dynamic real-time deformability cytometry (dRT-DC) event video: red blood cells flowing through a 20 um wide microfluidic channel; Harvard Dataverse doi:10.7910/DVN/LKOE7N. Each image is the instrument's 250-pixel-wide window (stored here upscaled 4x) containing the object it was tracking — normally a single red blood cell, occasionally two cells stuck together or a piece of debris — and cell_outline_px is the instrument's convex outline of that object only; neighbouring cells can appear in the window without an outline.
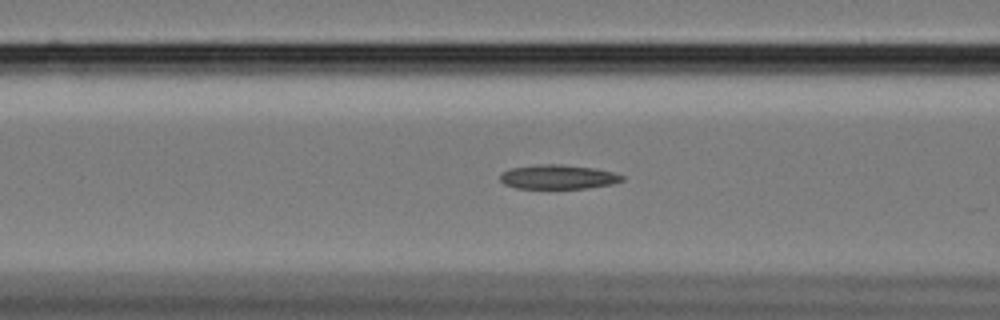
{"species": "Egyptian fruit bat (a non-hibernating species)", "species_latin": "Rousettus aegyptiacus", "temperature_condition": "cold", "stored_images_in_passage": 52, "camera_frame_rate_fps": 3000, "um_per_image_px": 0.085, "animal": {"sex": "female"}, "frame": {"image": 1, "passage_image": 23, "time_ms": 7.333, "image_size_px": [1000, 320], "cell_outline_px": [[624, 180], [612, 184], [588, 188], [516, 188], [504, 184], [500, 180], [500, 176], [504, 172], [512, 168], [544, 164], [560, 164], [592, 168], [612, 172], [624, 176]], "centroid_in_image_um": [47.45, 15.04], "position_along_channel_um": 119.1, "area_um2": 16.99}}
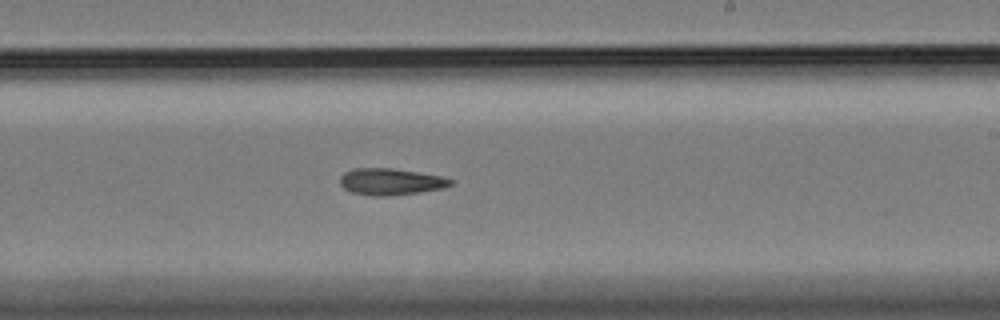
{"frame": {"image": 2, "passage_image": 35, "time_ms": 11.333, "image_size_px": [1000, 320], "cell_outline_px": [[452, 184], [444, 188], [420, 192], [388, 196], [372, 196], [352, 192], [344, 188], [340, 184], [340, 176], [344, 172], [352, 168], [392, 168], [440, 176], [452, 180]], "centroid_in_image_um": [33.17, 15.44], "position_along_channel_um": 255.8, "area_um2": 17.11}}
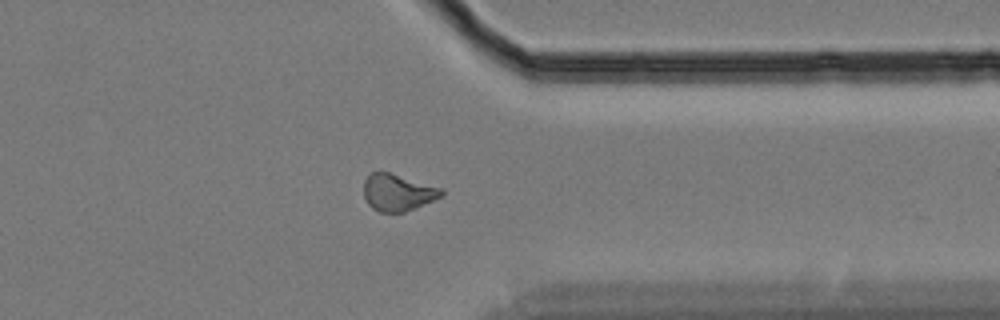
{"frame": {"image": 3, "passage_image": 46, "time_ms": 15.0, "image_size_px": [1000, 320], "cell_outline_px": [[444, 192], [440, 196], [416, 208], [404, 212], [380, 212], [372, 208], [368, 204], [364, 196], [364, 180], [372, 172], [388, 172], [444, 188]], "centroid_in_image_um": [33.8, 16.36], "position_along_channel_um": 377.6, "area_um2": 16.59}}